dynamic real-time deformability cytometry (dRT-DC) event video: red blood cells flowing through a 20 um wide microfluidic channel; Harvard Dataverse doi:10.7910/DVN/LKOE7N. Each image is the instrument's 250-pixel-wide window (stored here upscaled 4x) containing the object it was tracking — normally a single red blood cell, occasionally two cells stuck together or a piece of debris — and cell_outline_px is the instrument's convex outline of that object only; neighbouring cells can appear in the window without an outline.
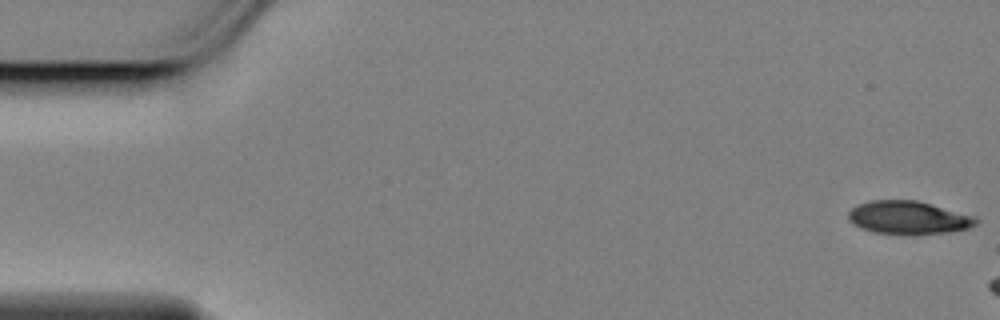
{"species": "Egyptian fruit bat (a non-hibernating species)", "species_latin": "Rousettus aegyptiacus", "temperature_condition": "cold", "stored_images_in_passage": 10, "camera_frame_rate_fps": 3000, "um_per_image_px": 0.085, "animal": {"sex": "female"}, "frame": {"image": 1, "passage_image": 1, "time_ms": 0.0, "image_size_px": [1000, 320], "cell_outline_px": [[976, 224], [968, 228], [948, 232], [912, 236], [876, 232], [852, 224], [848, 220], [848, 212], [852, 208], [860, 204], [872, 200], [916, 200], [976, 216]], "centroid_in_image_um": [77.22, 18.51], "position_along_channel_um": 7.8, "area_um2": 24.74}}